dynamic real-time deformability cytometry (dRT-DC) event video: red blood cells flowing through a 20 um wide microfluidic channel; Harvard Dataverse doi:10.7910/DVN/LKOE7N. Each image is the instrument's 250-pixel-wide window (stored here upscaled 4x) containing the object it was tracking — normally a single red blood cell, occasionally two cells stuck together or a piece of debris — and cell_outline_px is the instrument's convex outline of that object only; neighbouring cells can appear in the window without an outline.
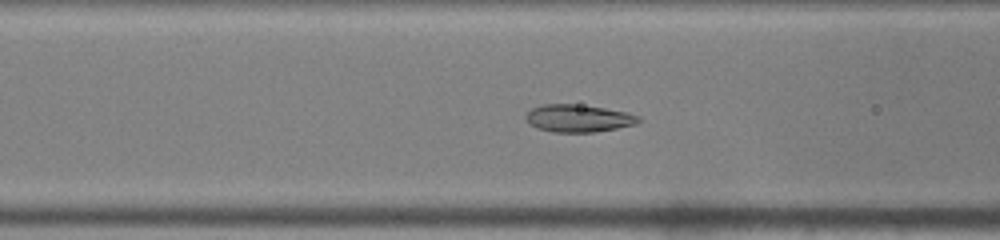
{"species": "common noctule bat (a hibernating species)", "species_latin": "Nyctalus noctula", "temperature_condition": "warm", "stored_images_in_passage": 48, "camera_frame_rate_fps": 3000, "um_per_image_px": 0.085, "animal": {"sex": "male", "body_mass_g": 19.0, "forearm_length_mm": 50.8}, "frame": {"image": 1, "passage_image": 19, "time_ms": 6.0, "image_size_px": [1000, 240], "cell_outline_px": [[640, 120], [636, 124], [616, 128], [592, 132], [552, 132], [536, 128], [524, 116], [532, 108], [544, 104], [572, 104], [604, 108], [628, 112], [640, 116]], "centroid_in_image_um": [49.17, 10.05], "position_along_channel_um": 117.4, "area_um2": 17.86}}
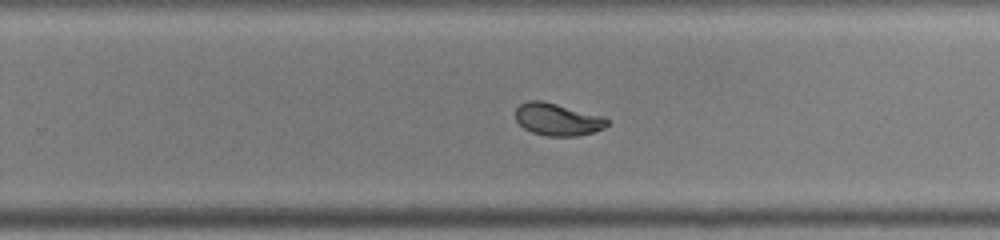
{"frame": {"image": 2, "passage_image": 31, "time_ms": 10.0, "image_size_px": [1000, 240], "cell_outline_px": [[608, 124], [604, 128], [592, 132], [576, 136], [548, 136], [532, 132], [524, 128], [516, 120], [516, 108], [520, 104], [528, 100], [540, 100], [604, 116], [608, 120]], "centroid_in_image_um": [47.38, 10.15], "position_along_channel_um": 282.4, "area_um2": 17.11}}
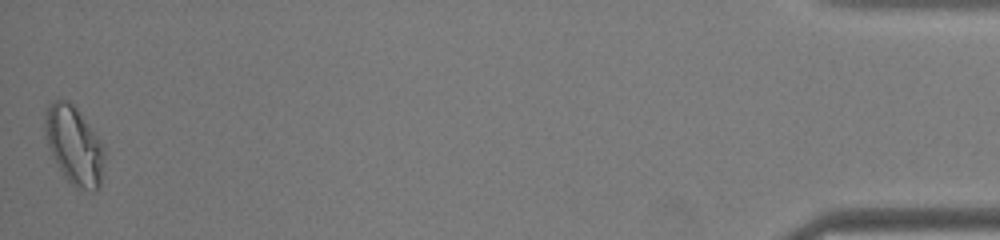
{"frame": {"image": 3, "passage_image": 48, "time_ms": 15.667, "image_size_px": [1000, 240], "cell_outline_px": [[104, 156], [100, 188], [96, 192], [92, 192], [76, 188], [64, 176], [44, 136], [44, 112], [48, 104], [56, 100], [68, 100], [76, 108], [96, 136], [104, 148]], "centroid_in_image_um": [6.29, 12.37], "position_along_channel_um": 428.9, "area_um2": 26.76}, "authors_computed_cell_mechanics": {"area_um2": 19.0162, "velocity_mm_per_s": 4.1376, "shape_relaxation_time_tau1_ms": 9.0576, "shape_relaxation_time_tau2_ms": null, "deformation_change_tau1": 0.2554, "deformation_change_tau2": null}}